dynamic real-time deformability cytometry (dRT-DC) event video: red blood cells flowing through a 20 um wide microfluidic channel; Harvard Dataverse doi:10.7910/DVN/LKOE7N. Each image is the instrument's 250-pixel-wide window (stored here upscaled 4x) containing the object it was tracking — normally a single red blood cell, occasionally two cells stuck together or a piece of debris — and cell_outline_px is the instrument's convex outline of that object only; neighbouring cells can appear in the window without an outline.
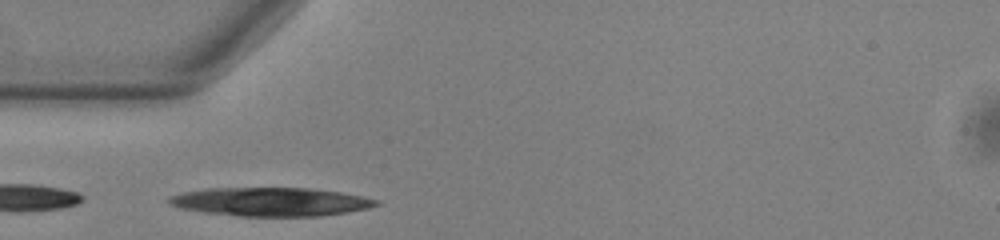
{"species": "common noctule bat (a hibernating species)", "species_latin": "Nyctalus noctula", "temperature_condition": "warm", "stored_images_in_passage": 35, "camera_frame_rate_fps": 3000, "um_per_image_px": 0.085, "animal": {"sex": "male", "body_mass_g": 13.0, "forearm_length_mm": 53.1}, "frame": {"image": 1, "passage_image": 1, "time_ms": 0.0, "image_size_px": [1000, 240], "cell_outline_px": [[380, 204], [368, 208], [348, 212], [320, 216], [240, 216], [204, 212], [180, 208], [168, 204], [168, 196], [184, 192], [208, 188], [312, 188], [344, 192], [364, 196], [380, 200]], "centroid_in_image_um": [23.05, 17.14], "position_along_channel_um": 61.9, "area_um2": 34.8}}
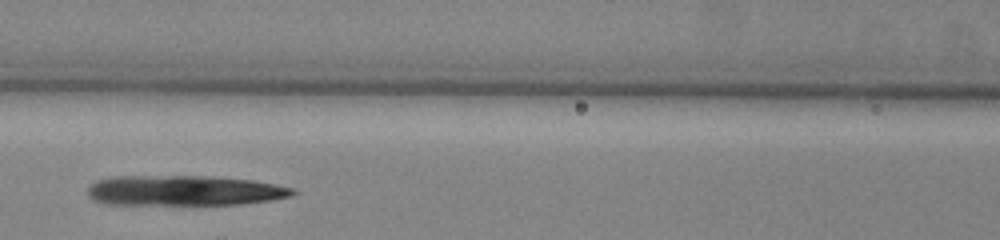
{"frame": {"image": 2, "passage_image": 8, "time_ms": 2.333, "image_size_px": [1000, 240], "cell_outline_px": [[296, 192], [292, 196], [272, 200], [244, 204], [104, 204], [92, 200], [88, 196], [88, 188], [96, 180], [116, 176], [216, 176], [256, 180], [276, 184], [292, 188]], "centroid_in_image_um": [15.68, 16.19], "position_along_channel_um": 150.9, "area_um2": 36.41}}
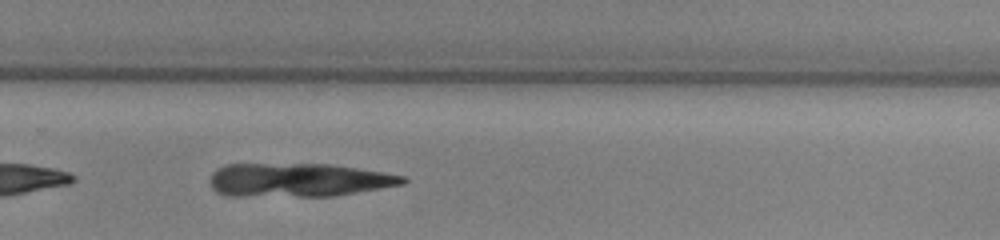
{"frame": {"image": 3, "passage_image": 20, "time_ms": 6.333, "image_size_px": [1000, 240], "cell_outline_px": [[408, 180], [404, 184], [332, 196], [228, 196], [216, 192], [212, 188], [208, 180], [212, 172], [216, 168], [224, 164], [336, 164], [384, 172], [404, 176]], "centroid_in_image_um": [25.32, 15.29], "position_along_channel_um": 304.5, "area_um2": 38.15}}